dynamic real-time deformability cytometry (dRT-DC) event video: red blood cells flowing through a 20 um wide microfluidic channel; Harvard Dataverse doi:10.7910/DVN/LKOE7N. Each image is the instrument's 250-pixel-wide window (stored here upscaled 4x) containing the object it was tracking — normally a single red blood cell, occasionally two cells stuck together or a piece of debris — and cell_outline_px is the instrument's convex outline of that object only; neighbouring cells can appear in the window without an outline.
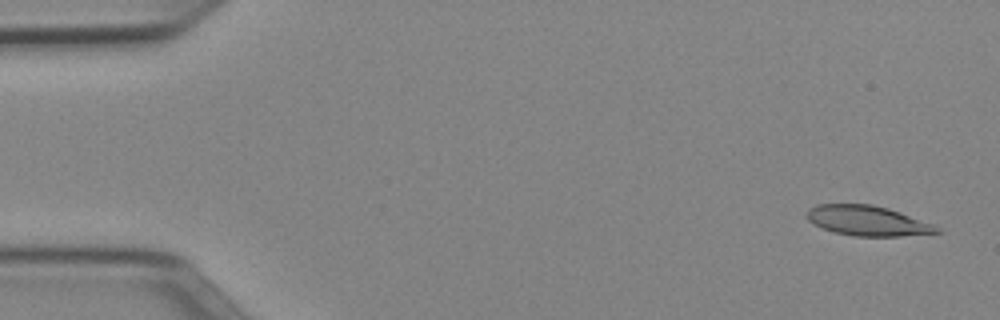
{"species": "Egyptian fruit bat (a non-hibernating species)", "species_latin": "Rousettus aegyptiacus", "temperature_condition": "cold", "stored_images_in_passage": 51, "camera_frame_rate_fps": 3000, "um_per_image_px": 0.085, "animal": {"sex": "female"}, "frame": {"image": 1, "passage_image": 2, "time_ms": 0.333, "image_size_px": [1000, 320], "cell_outline_px": [[940, 232], [900, 236], [852, 236], [836, 232], [824, 228], [808, 220], [808, 208], [816, 204], [872, 204], [888, 208], [936, 224], [940, 228]], "centroid_in_image_um": [73.79, 18.75], "position_along_channel_um": 11.2, "area_um2": 22.66}}
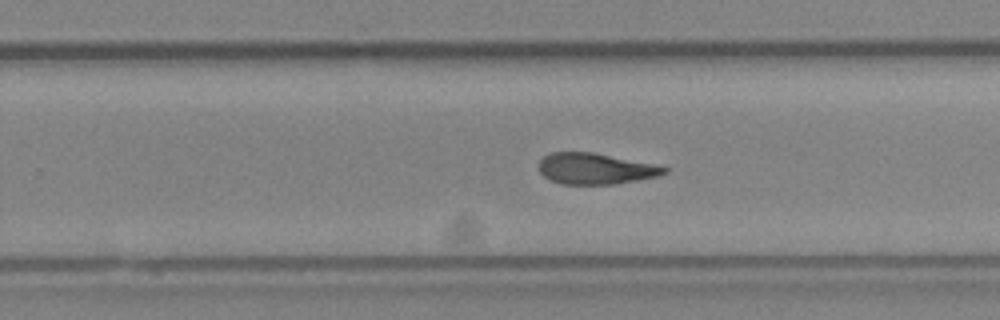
{"frame": {"image": 2, "passage_image": 32, "time_ms": 10.333, "image_size_px": [1000, 320], "cell_outline_px": [[668, 172], [656, 176], [636, 180], [612, 184], [560, 184], [544, 176], [540, 172], [540, 160], [544, 156], [552, 152], [592, 152], [652, 164], [668, 168]], "centroid_in_image_um": [50.58, 14.34], "position_along_channel_um": 279.2, "area_um2": 22.25}}
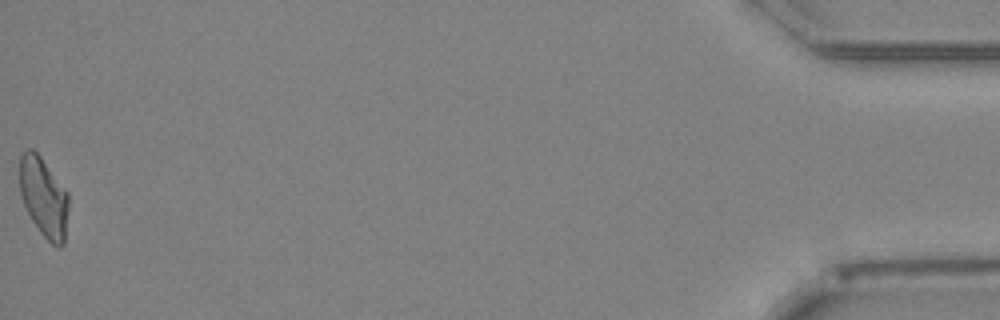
{"frame": {"image": 3, "passage_image": 51, "time_ms": 16.667, "image_size_px": [1000, 320], "cell_outline_px": [[68, 208], [64, 244], [60, 248], [52, 244], [40, 232], [32, 220], [20, 196], [20, 156], [28, 148], [32, 148], [40, 156], [68, 192]], "centroid_in_image_um": [3.72, 16.77], "position_along_channel_um": 431.5, "area_um2": 22.54}, "authors_computed_cell_mechanics": {"area_um2": 23.409, "velocity_mm_per_s": 3.9624, "shape_relaxation_time_tau1_ms": 6.087, "shape_relaxation_time_tau2_ms": 3.5431, "deformation_change_tau1": 0.1995, "deformation_change_tau2": 0.1094}}